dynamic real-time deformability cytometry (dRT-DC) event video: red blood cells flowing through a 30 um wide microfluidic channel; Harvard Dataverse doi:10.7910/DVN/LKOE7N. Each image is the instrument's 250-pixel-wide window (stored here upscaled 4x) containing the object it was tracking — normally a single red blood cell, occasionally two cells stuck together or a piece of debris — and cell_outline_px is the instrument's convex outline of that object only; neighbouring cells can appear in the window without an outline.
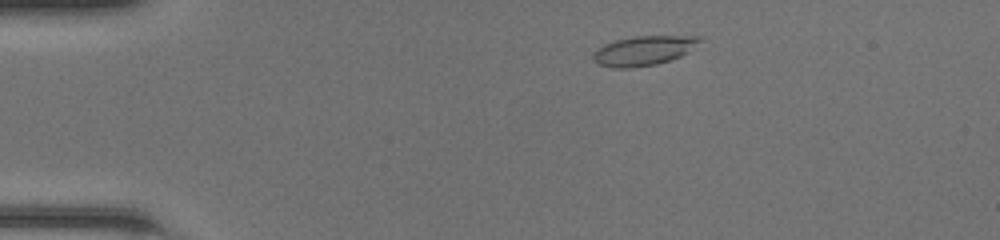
{"species": "common noctule bat (a hibernating species)", "species_latin": "Nyctalus noctula", "temperature_condition": "room temperature", "stored_images_in_passage": 45, "camera_frame_rate_fps": 3000, "um_per_image_px": 0.085, "animal": {"sex": "female", "body_mass_g": 20.0, "forearm_length_mm": 54.0}, "frame": {"image": 1, "passage_image": 6, "time_ms": 1.667, "image_size_px": [1000, 240], "cell_outline_px": [[704, 40], [688, 52], [680, 56], [656, 64], [628, 68], [612, 68], [596, 64], [592, 60], [592, 52], [596, 48], [604, 44], [616, 40], [636, 36], [700, 36]], "centroid_in_image_um": [54.67, 4.3], "position_along_channel_um": 30.3, "area_um2": 18.5}}
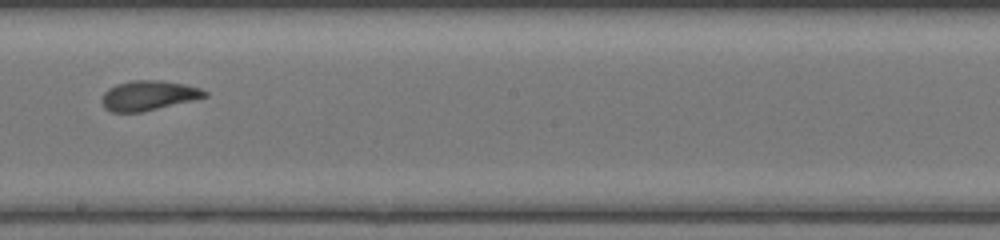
{"frame": {"image": 2, "passage_image": 25, "time_ms": 8.0, "image_size_px": [1000, 240], "cell_outline_px": [[208, 96], [192, 100], [140, 112], [112, 112], [104, 108], [100, 100], [104, 92], [108, 88], [116, 84], [132, 80], [160, 80], [184, 84], [200, 88], [208, 92]], "centroid_in_image_um": [12.58, 8.11], "position_along_channel_um": 235.6, "area_um2": 17.8}}
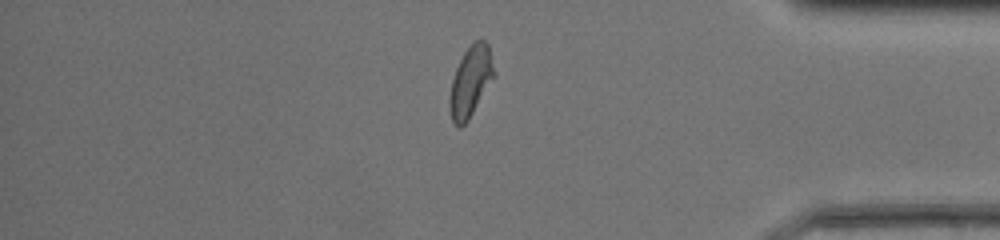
{"frame": {"image": 3, "passage_image": 38, "time_ms": 12.333, "image_size_px": [1000, 240], "cell_outline_px": [[496, 76], [468, 120], [460, 128], [452, 120], [448, 104], [448, 96], [452, 80], [456, 68], [464, 52], [476, 40], [484, 40], [488, 44]], "centroid_in_image_um": [40.0, 6.94], "position_along_channel_um": 395.2, "area_um2": 18.26}, "authors_computed_cell_mechanics": {"area_um2": 18.1492, "velocity_mm_per_s": 4.2796, "shape_relaxation_time_tau1_ms": 5.01, "shape_relaxation_time_tau2_ms": 1.3593, "deformation_change_tau1": 0.1992, "deformation_change_tau2": 0.0845}}